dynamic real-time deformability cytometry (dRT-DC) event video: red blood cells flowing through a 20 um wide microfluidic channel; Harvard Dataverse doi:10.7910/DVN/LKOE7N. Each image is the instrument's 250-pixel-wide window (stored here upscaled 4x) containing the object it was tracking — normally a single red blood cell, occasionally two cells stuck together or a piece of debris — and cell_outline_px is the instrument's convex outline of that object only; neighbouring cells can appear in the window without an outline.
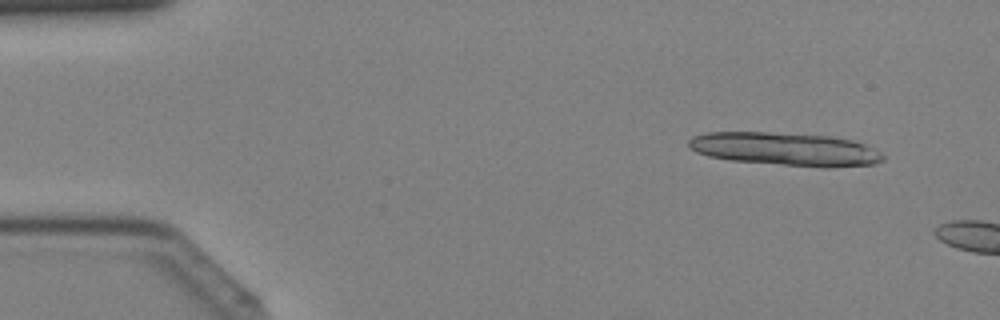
{"species": "Egyptian fruit bat (a non-hibernating species)", "species_latin": "Rousettus aegyptiacus", "temperature_condition": "cold", "stored_images_in_passage": 6, "camera_frame_rate_fps": 3000, "um_per_image_px": 0.085, "animal": {"sex": "female"}, "frame": {"image": 1, "passage_image": 3, "time_ms": 0.667, "image_size_px": [1000, 320], "cell_outline_px": [[884, 160], [876, 164], [828, 168], [820, 168], [728, 160], [708, 156], [696, 152], [688, 148], [688, 140], [692, 136], [708, 132], [768, 132], [828, 136], [852, 140], [864, 144], [880, 152], [884, 156]], "centroid_in_image_um": [66.73, 12.69], "position_along_channel_um": 18.3, "area_um2": 37.92}}